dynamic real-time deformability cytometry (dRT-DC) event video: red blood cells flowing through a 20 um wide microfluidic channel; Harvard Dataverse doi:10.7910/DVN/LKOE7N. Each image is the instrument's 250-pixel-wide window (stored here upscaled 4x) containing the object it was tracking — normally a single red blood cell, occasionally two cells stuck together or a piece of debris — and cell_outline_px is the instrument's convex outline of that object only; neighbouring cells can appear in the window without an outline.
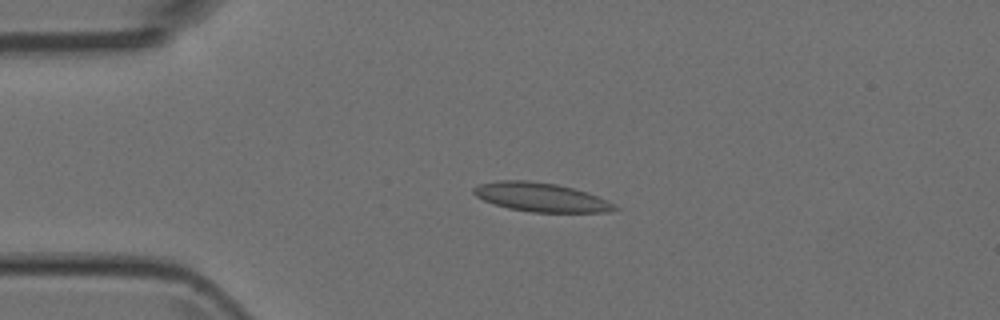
{"species": "Egyptian fruit bat (a non-hibernating species)", "species_latin": "Rousettus aegyptiacus", "temperature_condition": "room temperature", "stored_images_in_passage": 48, "camera_frame_rate_fps": 3000, "um_per_image_px": 0.085, "animal": {"sex": "female"}, "frame": {"image": 1, "passage_image": 10, "time_ms": 3.0, "image_size_px": [1000, 320], "cell_outline_px": [[620, 208], [608, 212], [532, 212], [508, 208], [484, 200], [476, 196], [472, 192], [472, 188], [480, 184], [500, 180], [524, 180], [556, 184], [588, 192], [608, 200], [616, 204]], "centroid_in_image_um": [46.02, 16.76], "position_along_channel_um": 39.0, "area_um2": 23.7}}
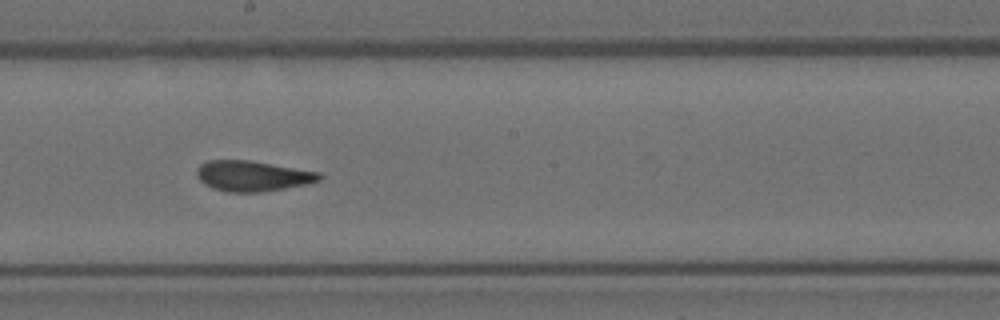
{"frame": {"image": 2, "passage_image": 26, "time_ms": 8.333, "image_size_px": [1000, 320], "cell_outline_px": [[324, 176], [320, 180], [308, 184], [260, 192], [224, 192], [212, 188], [204, 184], [196, 176], [196, 168], [200, 164], [208, 160], [248, 160], [320, 172]], "centroid_in_image_um": [21.44, 14.96], "position_along_channel_um": 226.8, "area_um2": 21.91}}
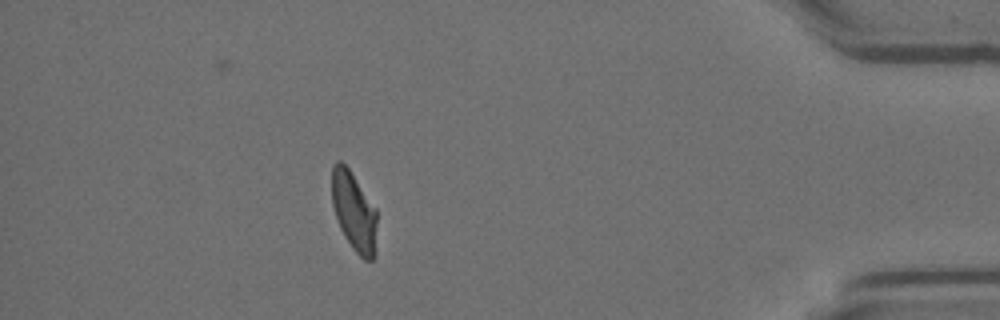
{"frame": {"image": 3, "passage_image": 43, "time_ms": 14.0, "image_size_px": [1000, 320], "cell_outline_px": [[376, 224], [372, 260], [364, 260], [352, 248], [344, 236], [340, 228], [332, 204], [332, 168], [336, 160], [340, 160], [348, 168], [376, 208]], "centroid_in_image_um": [30.05, 17.94], "position_along_channel_um": 405.1, "area_um2": 20.35}}